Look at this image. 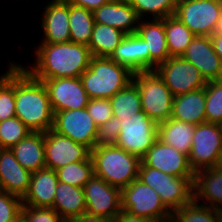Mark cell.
<instances>
[{
    "label": "cell",
    "instance_id": "cell-44",
    "mask_svg": "<svg viewBox=\"0 0 222 222\" xmlns=\"http://www.w3.org/2000/svg\"><path fill=\"white\" fill-rule=\"evenodd\" d=\"M115 222H159L146 217L132 215L124 210L115 218Z\"/></svg>",
    "mask_w": 222,
    "mask_h": 222
},
{
    "label": "cell",
    "instance_id": "cell-20",
    "mask_svg": "<svg viewBox=\"0 0 222 222\" xmlns=\"http://www.w3.org/2000/svg\"><path fill=\"white\" fill-rule=\"evenodd\" d=\"M93 18L95 23L106 24L125 34L136 33L140 21L127 0H110L93 11Z\"/></svg>",
    "mask_w": 222,
    "mask_h": 222
},
{
    "label": "cell",
    "instance_id": "cell-15",
    "mask_svg": "<svg viewBox=\"0 0 222 222\" xmlns=\"http://www.w3.org/2000/svg\"><path fill=\"white\" fill-rule=\"evenodd\" d=\"M91 149L71 138L57 134L55 131L45 132V164L47 169L58 170L69 163L88 160Z\"/></svg>",
    "mask_w": 222,
    "mask_h": 222
},
{
    "label": "cell",
    "instance_id": "cell-46",
    "mask_svg": "<svg viewBox=\"0 0 222 222\" xmlns=\"http://www.w3.org/2000/svg\"><path fill=\"white\" fill-rule=\"evenodd\" d=\"M214 51L222 61V35L215 32L210 36Z\"/></svg>",
    "mask_w": 222,
    "mask_h": 222
},
{
    "label": "cell",
    "instance_id": "cell-5",
    "mask_svg": "<svg viewBox=\"0 0 222 222\" xmlns=\"http://www.w3.org/2000/svg\"><path fill=\"white\" fill-rule=\"evenodd\" d=\"M138 180L153 188L171 213L194 199V177H175L141 163Z\"/></svg>",
    "mask_w": 222,
    "mask_h": 222
},
{
    "label": "cell",
    "instance_id": "cell-11",
    "mask_svg": "<svg viewBox=\"0 0 222 222\" xmlns=\"http://www.w3.org/2000/svg\"><path fill=\"white\" fill-rule=\"evenodd\" d=\"M155 71L164 80L174 97L204 88L207 84L198 68L181 56L170 57L160 63Z\"/></svg>",
    "mask_w": 222,
    "mask_h": 222
},
{
    "label": "cell",
    "instance_id": "cell-43",
    "mask_svg": "<svg viewBox=\"0 0 222 222\" xmlns=\"http://www.w3.org/2000/svg\"><path fill=\"white\" fill-rule=\"evenodd\" d=\"M68 4L84 7L89 11H94L104 4L108 3L110 0H62Z\"/></svg>",
    "mask_w": 222,
    "mask_h": 222
},
{
    "label": "cell",
    "instance_id": "cell-30",
    "mask_svg": "<svg viewBox=\"0 0 222 222\" xmlns=\"http://www.w3.org/2000/svg\"><path fill=\"white\" fill-rule=\"evenodd\" d=\"M164 28L170 57L182 56L195 34L175 15L164 18Z\"/></svg>",
    "mask_w": 222,
    "mask_h": 222
},
{
    "label": "cell",
    "instance_id": "cell-42",
    "mask_svg": "<svg viewBox=\"0 0 222 222\" xmlns=\"http://www.w3.org/2000/svg\"><path fill=\"white\" fill-rule=\"evenodd\" d=\"M86 109L97 126L112 118V108L109 99H90Z\"/></svg>",
    "mask_w": 222,
    "mask_h": 222
},
{
    "label": "cell",
    "instance_id": "cell-49",
    "mask_svg": "<svg viewBox=\"0 0 222 222\" xmlns=\"http://www.w3.org/2000/svg\"><path fill=\"white\" fill-rule=\"evenodd\" d=\"M216 32L222 35V17H221L220 21L218 22Z\"/></svg>",
    "mask_w": 222,
    "mask_h": 222
},
{
    "label": "cell",
    "instance_id": "cell-33",
    "mask_svg": "<svg viewBox=\"0 0 222 222\" xmlns=\"http://www.w3.org/2000/svg\"><path fill=\"white\" fill-rule=\"evenodd\" d=\"M0 75V122L16 116L15 113V62H10Z\"/></svg>",
    "mask_w": 222,
    "mask_h": 222
},
{
    "label": "cell",
    "instance_id": "cell-7",
    "mask_svg": "<svg viewBox=\"0 0 222 222\" xmlns=\"http://www.w3.org/2000/svg\"><path fill=\"white\" fill-rule=\"evenodd\" d=\"M174 15L195 35L211 36L222 17V0H179Z\"/></svg>",
    "mask_w": 222,
    "mask_h": 222
},
{
    "label": "cell",
    "instance_id": "cell-27",
    "mask_svg": "<svg viewBox=\"0 0 222 222\" xmlns=\"http://www.w3.org/2000/svg\"><path fill=\"white\" fill-rule=\"evenodd\" d=\"M52 208L66 222L86 214L84 189L59 181Z\"/></svg>",
    "mask_w": 222,
    "mask_h": 222
},
{
    "label": "cell",
    "instance_id": "cell-25",
    "mask_svg": "<svg viewBox=\"0 0 222 222\" xmlns=\"http://www.w3.org/2000/svg\"><path fill=\"white\" fill-rule=\"evenodd\" d=\"M205 104V87L175 96L171 118L193 125L204 123L206 122Z\"/></svg>",
    "mask_w": 222,
    "mask_h": 222
},
{
    "label": "cell",
    "instance_id": "cell-29",
    "mask_svg": "<svg viewBox=\"0 0 222 222\" xmlns=\"http://www.w3.org/2000/svg\"><path fill=\"white\" fill-rule=\"evenodd\" d=\"M126 34L106 24L94 23L88 45L92 56L110 57Z\"/></svg>",
    "mask_w": 222,
    "mask_h": 222
},
{
    "label": "cell",
    "instance_id": "cell-28",
    "mask_svg": "<svg viewBox=\"0 0 222 222\" xmlns=\"http://www.w3.org/2000/svg\"><path fill=\"white\" fill-rule=\"evenodd\" d=\"M195 125L170 118L158 123V140L174 147L177 151L189 155Z\"/></svg>",
    "mask_w": 222,
    "mask_h": 222
},
{
    "label": "cell",
    "instance_id": "cell-21",
    "mask_svg": "<svg viewBox=\"0 0 222 222\" xmlns=\"http://www.w3.org/2000/svg\"><path fill=\"white\" fill-rule=\"evenodd\" d=\"M109 58L132 73L150 70V52L137 33L126 34Z\"/></svg>",
    "mask_w": 222,
    "mask_h": 222
},
{
    "label": "cell",
    "instance_id": "cell-34",
    "mask_svg": "<svg viewBox=\"0 0 222 222\" xmlns=\"http://www.w3.org/2000/svg\"><path fill=\"white\" fill-rule=\"evenodd\" d=\"M172 215L179 222H222V211L199 204L194 199Z\"/></svg>",
    "mask_w": 222,
    "mask_h": 222
},
{
    "label": "cell",
    "instance_id": "cell-9",
    "mask_svg": "<svg viewBox=\"0 0 222 222\" xmlns=\"http://www.w3.org/2000/svg\"><path fill=\"white\" fill-rule=\"evenodd\" d=\"M116 146L142 158L158 138V124L141 111L130 119L120 120Z\"/></svg>",
    "mask_w": 222,
    "mask_h": 222
},
{
    "label": "cell",
    "instance_id": "cell-45",
    "mask_svg": "<svg viewBox=\"0 0 222 222\" xmlns=\"http://www.w3.org/2000/svg\"><path fill=\"white\" fill-rule=\"evenodd\" d=\"M67 222H115V219L83 214L79 217L72 218L68 220Z\"/></svg>",
    "mask_w": 222,
    "mask_h": 222
},
{
    "label": "cell",
    "instance_id": "cell-10",
    "mask_svg": "<svg viewBox=\"0 0 222 222\" xmlns=\"http://www.w3.org/2000/svg\"><path fill=\"white\" fill-rule=\"evenodd\" d=\"M121 210L159 222L172 215L159 194L138 179L121 190Z\"/></svg>",
    "mask_w": 222,
    "mask_h": 222
},
{
    "label": "cell",
    "instance_id": "cell-35",
    "mask_svg": "<svg viewBox=\"0 0 222 222\" xmlns=\"http://www.w3.org/2000/svg\"><path fill=\"white\" fill-rule=\"evenodd\" d=\"M178 1L179 0H127L136 11L140 20L150 14L152 19H164L173 16Z\"/></svg>",
    "mask_w": 222,
    "mask_h": 222
},
{
    "label": "cell",
    "instance_id": "cell-47",
    "mask_svg": "<svg viewBox=\"0 0 222 222\" xmlns=\"http://www.w3.org/2000/svg\"><path fill=\"white\" fill-rule=\"evenodd\" d=\"M9 222H27V221H26V216L22 212H19L16 215V217L12 221H9Z\"/></svg>",
    "mask_w": 222,
    "mask_h": 222
},
{
    "label": "cell",
    "instance_id": "cell-50",
    "mask_svg": "<svg viewBox=\"0 0 222 222\" xmlns=\"http://www.w3.org/2000/svg\"><path fill=\"white\" fill-rule=\"evenodd\" d=\"M217 167L222 169V150H221V153H220V158H219V162H218Z\"/></svg>",
    "mask_w": 222,
    "mask_h": 222
},
{
    "label": "cell",
    "instance_id": "cell-22",
    "mask_svg": "<svg viewBox=\"0 0 222 222\" xmlns=\"http://www.w3.org/2000/svg\"><path fill=\"white\" fill-rule=\"evenodd\" d=\"M58 183L59 180L54 170L44 168L32 172L29 189L22 198V204L52 208Z\"/></svg>",
    "mask_w": 222,
    "mask_h": 222
},
{
    "label": "cell",
    "instance_id": "cell-24",
    "mask_svg": "<svg viewBox=\"0 0 222 222\" xmlns=\"http://www.w3.org/2000/svg\"><path fill=\"white\" fill-rule=\"evenodd\" d=\"M193 191L197 203L222 211V169L213 167L196 171ZM201 200L205 203H200Z\"/></svg>",
    "mask_w": 222,
    "mask_h": 222
},
{
    "label": "cell",
    "instance_id": "cell-8",
    "mask_svg": "<svg viewBox=\"0 0 222 222\" xmlns=\"http://www.w3.org/2000/svg\"><path fill=\"white\" fill-rule=\"evenodd\" d=\"M222 150V125L204 122L195 125L188 162L194 171L217 167Z\"/></svg>",
    "mask_w": 222,
    "mask_h": 222
},
{
    "label": "cell",
    "instance_id": "cell-3",
    "mask_svg": "<svg viewBox=\"0 0 222 222\" xmlns=\"http://www.w3.org/2000/svg\"><path fill=\"white\" fill-rule=\"evenodd\" d=\"M94 175L122 190L138 179L141 158L113 145L91 150Z\"/></svg>",
    "mask_w": 222,
    "mask_h": 222
},
{
    "label": "cell",
    "instance_id": "cell-17",
    "mask_svg": "<svg viewBox=\"0 0 222 222\" xmlns=\"http://www.w3.org/2000/svg\"><path fill=\"white\" fill-rule=\"evenodd\" d=\"M181 57L197 67L206 81L220 79L222 61L214 51L210 36L195 35Z\"/></svg>",
    "mask_w": 222,
    "mask_h": 222
},
{
    "label": "cell",
    "instance_id": "cell-26",
    "mask_svg": "<svg viewBox=\"0 0 222 222\" xmlns=\"http://www.w3.org/2000/svg\"><path fill=\"white\" fill-rule=\"evenodd\" d=\"M11 150L20 165L30 172L46 168L45 133L31 132L14 145Z\"/></svg>",
    "mask_w": 222,
    "mask_h": 222
},
{
    "label": "cell",
    "instance_id": "cell-19",
    "mask_svg": "<svg viewBox=\"0 0 222 222\" xmlns=\"http://www.w3.org/2000/svg\"><path fill=\"white\" fill-rule=\"evenodd\" d=\"M32 172L23 168L9 148H0L1 191L23 198L29 189Z\"/></svg>",
    "mask_w": 222,
    "mask_h": 222
},
{
    "label": "cell",
    "instance_id": "cell-4",
    "mask_svg": "<svg viewBox=\"0 0 222 222\" xmlns=\"http://www.w3.org/2000/svg\"><path fill=\"white\" fill-rule=\"evenodd\" d=\"M133 73L109 57L91 58L89 68L80 76L90 99H110L132 82Z\"/></svg>",
    "mask_w": 222,
    "mask_h": 222
},
{
    "label": "cell",
    "instance_id": "cell-13",
    "mask_svg": "<svg viewBox=\"0 0 222 222\" xmlns=\"http://www.w3.org/2000/svg\"><path fill=\"white\" fill-rule=\"evenodd\" d=\"M86 214L115 219L121 213V190L95 175L83 187Z\"/></svg>",
    "mask_w": 222,
    "mask_h": 222
},
{
    "label": "cell",
    "instance_id": "cell-23",
    "mask_svg": "<svg viewBox=\"0 0 222 222\" xmlns=\"http://www.w3.org/2000/svg\"><path fill=\"white\" fill-rule=\"evenodd\" d=\"M136 33L145 40L146 52H150V70L170 58L167 47L164 19L139 21Z\"/></svg>",
    "mask_w": 222,
    "mask_h": 222
},
{
    "label": "cell",
    "instance_id": "cell-12",
    "mask_svg": "<svg viewBox=\"0 0 222 222\" xmlns=\"http://www.w3.org/2000/svg\"><path fill=\"white\" fill-rule=\"evenodd\" d=\"M98 126L86 108L64 110L54 113L52 130L73 141L94 148Z\"/></svg>",
    "mask_w": 222,
    "mask_h": 222
},
{
    "label": "cell",
    "instance_id": "cell-48",
    "mask_svg": "<svg viewBox=\"0 0 222 222\" xmlns=\"http://www.w3.org/2000/svg\"><path fill=\"white\" fill-rule=\"evenodd\" d=\"M161 222H179V221L173 215H171L170 217L165 218Z\"/></svg>",
    "mask_w": 222,
    "mask_h": 222
},
{
    "label": "cell",
    "instance_id": "cell-37",
    "mask_svg": "<svg viewBox=\"0 0 222 222\" xmlns=\"http://www.w3.org/2000/svg\"><path fill=\"white\" fill-rule=\"evenodd\" d=\"M205 96L206 122L222 125V81H207Z\"/></svg>",
    "mask_w": 222,
    "mask_h": 222
},
{
    "label": "cell",
    "instance_id": "cell-18",
    "mask_svg": "<svg viewBox=\"0 0 222 222\" xmlns=\"http://www.w3.org/2000/svg\"><path fill=\"white\" fill-rule=\"evenodd\" d=\"M42 13V32L40 43L59 44L70 41L69 4L62 0H52Z\"/></svg>",
    "mask_w": 222,
    "mask_h": 222
},
{
    "label": "cell",
    "instance_id": "cell-32",
    "mask_svg": "<svg viewBox=\"0 0 222 222\" xmlns=\"http://www.w3.org/2000/svg\"><path fill=\"white\" fill-rule=\"evenodd\" d=\"M94 23L92 11L69 4L70 41L88 46Z\"/></svg>",
    "mask_w": 222,
    "mask_h": 222
},
{
    "label": "cell",
    "instance_id": "cell-39",
    "mask_svg": "<svg viewBox=\"0 0 222 222\" xmlns=\"http://www.w3.org/2000/svg\"><path fill=\"white\" fill-rule=\"evenodd\" d=\"M120 129V120L115 116L98 126L94 148L116 145Z\"/></svg>",
    "mask_w": 222,
    "mask_h": 222
},
{
    "label": "cell",
    "instance_id": "cell-1",
    "mask_svg": "<svg viewBox=\"0 0 222 222\" xmlns=\"http://www.w3.org/2000/svg\"><path fill=\"white\" fill-rule=\"evenodd\" d=\"M34 51L35 64L30 69L23 67L36 79L80 77L93 57L88 46L72 41L41 43Z\"/></svg>",
    "mask_w": 222,
    "mask_h": 222
},
{
    "label": "cell",
    "instance_id": "cell-38",
    "mask_svg": "<svg viewBox=\"0 0 222 222\" xmlns=\"http://www.w3.org/2000/svg\"><path fill=\"white\" fill-rule=\"evenodd\" d=\"M32 131L18 118L13 117L0 122V148L11 149Z\"/></svg>",
    "mask_w": 222,
    "mask_h": 222
},
{
    "label": "cell",
    "instance_id": "cell-41",
    "mask_svg": "<svg viewBox=\"0 0 222 222\" xmlns=\"http://www.w3.org/2000/svg\"><path fill=\"white\" fill-rule=\"evenodd\" d=\"M27 222H66L53 208L22 205Z\"/></svg>",
    "mask_w": 222,
    "mask_h": 222
},
{
    "label": "cell",
    "instance_id": "cell-36",
    "mask_svg": "<svg viewBox=\"0 0 222 222\" xmlns=\"http://www.w3.org/2000/svg\"><path fill=\"white\" fill-rule=\"evenodd\" d=\"M56 174L60 182L83 188L94 175L92 159L69 163L56 170Z\"/></svg>",
    "mask_w": 222,
    "mask_h": 222
},
{
    "label": "cell",
    "instance_id": "cell-14",
    "mask_svg": "<svg viewBox=\"0 0 222 222\" xmlns=\"http://www.w3.org/2000/svg\"><path fill=\"white\" fill-rule=\"evenodd\" d=\"M45 85L54 113L86 108L89 96L80 77L38 79Z\"/></svg>",
    "mask_w": 222,
    "mask_h": 222
},
{
    "label": "cell",
    "instance_id": "cell-31",
    "mask_svg": "<svg viewBox=\"0 0 222 222\" xmlns=\"http://www.w3.org/2000/svg\"><path fill=\"white\" fill-rule=\"evenodd\" d=\"M109 101L113 116L119 120L130 119L135 113L142 111L139 89L133 81L112 96Z\"/></svg>",
    "mask_w": 222,
    "mask_h": 222
},
{
    "label": "cell",
    "instance_id": "cell-16",
    "mask_svg": "<svg viewBox=\"0 0 222 222\" xmlns=\"http://www.w3.org/2000/svg\"><path fill=\"white\" fill-rule=\"evenodd\" d=\"M141 163L175 177H194L189 166L188 156L158 139L141 158Z\"/></svg>",
    "mask_w": 222,
    "mask_h": 222
},
{
    "label": "cell",
    "instance_id": "cell-6",
    "mask_svg": "<svg viewBox=\"0 0 222 222\" xmlns=\"http://www.w3.org/2000/svg\"><path fill=\"white\" fill-rule=\"evenodd\" d=\"M132 81L139 89L142 111L150 119L158 124L171 118L174 96L155 70L133 73Z\"/></svg>",
    "mask_w": 222,
    "mask_h": 222
},
{
    "label": "cell",
    "instance_id": "cell-2",
    "mask_svg": "<svg viewBox=\"0 0 222 222\" xmlns=\"http://www.w3.org/2000/svg\"><path fill=\"white\" fill-rule=\"evenodd\" d=\"M15 113L32 132L53 128L54 112L45 85L19 63H15Z\"/></svg>",
    "mask_w": 222,
    "mask_h": 222
},
{
    "label": "cell",
    "instance_id": "cell-51",
    "mask_svg": "<svg viewBox=\"0 0 222 222\" xmlns=\"http://www.w3.org/2000/svg\"><path fill=\"white\" fill-rule=\"evenodd\" d=\"M219 80L222 81V71H221V75H220V79Z\"/></svg>",
    "mask_w": 222,
    "mask_h": 222
},
{
    "label": "cell",
    "instance_id": "cell-40",
    "mask_svg": "<svg viewBox=\"0 0 222 222\" xmlns=\"http://www.w3.org/2000/svg\"><path fill=\"white\" fill-rule=\"evenodd\" d=\"M22 198L0 191V222L12 221L21 212Z\"/></svg>",
    "mask_w": 222,
    "mask_h": 222
}]
</instances>
